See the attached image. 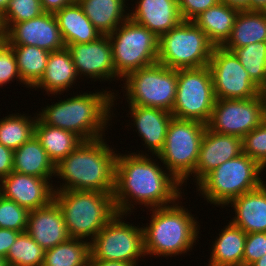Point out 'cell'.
I'll return each mask as SVG.
<instances>
[{
	"mask_svg": "<svg viewBox=\"0 0 266 266\" xmlns=\"http://www.w3.org/2000/svg\"><path fill=\"white\" fill-rule=\"evenodd\" d=\"M0 36H4V30L1 24V18H0Z\"/></svg>",
	"mask_w": 266,
	"mask_h": 266,
	"instance_id": "obj_52",
	"label": "cell"
},
{
	"mask_svg": "<svg viewBox=\"0 0 266 266\" xmlns=\"http://www.w3.org/2000/svg\"><path fill=\"white\" fill-rule=\"evenodd\" d=\"M131 118L139 137L144 141L148 152L158 155L163 149L168 126L173 118L171 112L158 108L129 105Z\"/></svg>",
	"mask_w": 266,
	"mask_h": 266,
	"instance_id": "obj_21",
	"label": "cell"
},
{
	"mask_svg": "<svg viewBox=\"0 0 266 266\" xmlns=\"http://www.w3.org/2000/svg\"><path fill=\"white\" fill-rule=\"evenodd\" d=\"M103 137L83 141L55 165V176L64 183L54 191H100L113 195L117 153Z\"/></svg>",
	"mask_w": 266,
	"mask_h": 266,
	"instance_id": "obj_2",
	"label": "cell"
},
{
	"mask_svg": "<svg viewBox=\"0 0 266 266\" xmlns=\"http://www.w3.org/2000/svg\"><path fill=\"white\" fill-rule=\"evenodd\" d=\"M55 17L66 46L90 43L102 35L87 18L76 0L57 11Z\"/></svg>",
	"mask_w": 266,
	"mask_h": 266,
	"instance_id": "obj_24",
	"label": "cell"
},
{
	"mask_svg": "<svg viewBox=\"0 0 266 266\" xmlns=\"http://www.w3.org/2000/svg\"><path fill=\"white\" fill-rule=\"evenodd\" d=\"M261 41L266 42V11L239 10L231 35L222 47L232 52Z\"/></svg>",
	"mask_w": 266,
	"mask_h": 266,
	"instance_id": "obj_27",
	"label": "cell"
},
{
	"mask_svg": "<svg viewBox=\"0 0 266 266\" xmlns=\"http://www.w3.org/2000/svg\"><path fill=\"white\" fill-rule=\"evenodd\" d=\"M214 45L193 21H182L158 37V63L171 69L208 66Z\"/></svg>",
	"mask_w": 266,
	"mask_h": 266,
	"instance_id": "obj_7",
	"label": "cell"
},
{
	"mask_svg": "<svg viewBox=\"0 0 266 266\" xmlns=\"http://www.w3.org/2000/svg\"><path fill=\"white\" fill-rule=\"evenodd\" d=\"M4 40L9 45H34L49 52L66 47L55 14L40 16L19 23H1Z\"/></svg>",
	"mask_w": 266,
	"mask_h": 266,
	"instance_id": "obj_15",
	"label": "cell"
},
{
	"mask_svg": "<svg viewBox=\"0 0 266 266\" xmlns=\"http://www.w3.org/2000/svg\"><path fill=\"white\" fill-rule=\"evenodd\" d=\"M235 217L230 222L246 234L266 232V184L231 200Z\"/></svg>",
	"mask_w": 266,
	"mask_h": 266,
	"instance_id": "obj_22",
	"label": "cell"
},
{
	"mask_svg": "<svg viewBox=\"0 0 266 266\" xmlns=\"http://www.w3.org/2000/svg\"><path fill=\"white\" fill-rule=\"evenodd\" d=\"M261 94L264 98V105H265V120H266V88L262 89Z\"/></svg>",
	"mask_w": 266,
	"mask_h": 266,
	"instance_id": "obj_50",
	"label": "cell"
},
{
	"mask_svg": "<svg viewBox=\"0 0 266 266\" xmlns=\"http://www.w3.org/2000/svg\"><path fill=\"white\" fill-rule=\"evenodd\" d=\"M26 232L44 250L71 238L62 212L54 200L44 207L29 211Z\"/></svg>",
	"mask_w": 266,
	"mask_h": 266,
	"instance_id": "obj_19",
	"label": "cell"
},
{
	"mask_svg": "<svg viewBox=\"0 0 266 266\" xmlns=\"http://www.w3.org/2000/svg\"><path fill=\"white\" fill-rule=\"evenodd\" d=\"M35 136L54 165L64 159L83 142L73 132L46 125L39 118H37L35 125Z\"/></svg>",
	"mask_w": 266,
	"mask_h": 266,
	"instance_id": "obj_30",
	"label": "cell"
},
{
	"mask_svg": "<svg viewBox=\"0 0 266 266\" xmlns=\"http://www.w3.org/2000/svg\"><path fill=\"white\" fill-rule=\"evenodd\" d=\"M76 1L82 7L87 18L102 35L111 34L129 18V13H125L126 8H128L125 5V0Z\"/></svg>",
	"mask_w": 266,
	"mask_h": 266,
	"instance_id": "obj_26",
	"label": "cell"
},
{
	"mask_svg": "<svg viewBox=\"0 0 266 266\" xmlns=\"http://www.w3.org/2000/svg\"><path fill=\"white\" fill-rule=\"evenodd\" d=\"M75 0H40L44 12L55 14L62 8L69 6Z\"/></svg>",
	"mask_w": 266,
	"mask_h": 266,
	"instance_id": "obj_44",
	"label": "cell"
},
{
	"mask_svg": "<svg viewBox=\"0 0 266 266\" xmlns=\"http://www.w3.org/2000/svg\"><path fill=\"white\" fill-rule=\"evenodd\" d=\"M89 266H136V264L119 261L90 260Z\"/></svg>",
	"mask_w": 266,
	"mask_h": 266,
	"instance_id": "obj_45",
	"label": "cell"
},
{
	"mask_svg": "<svg viewBox=\"0 0 266 266\" xmlns=\"http://www.w3.org/2000/svg\"><path fill=\"white\" fill-rule=\"evenodd\" d=\"M251 266H266V254L254 262Z\"/></svg>",
	"mask_w": 266,
	"mask_h": 266,
	"instance_id": "obj_48",
	"label": "cell"
},
{
	"mask_svg": "<svg viewBox=\"0 0 266 266\" xmlns=\"http://www.w3.org/2000/svg\"><path fill=\"white\" fill-rule=\"evenodd\" d=\"M13 171L39 178H52L55 175V165L34 135L14 150Z\"/></svg>",
	"mask_w": 266,
	"mask_h": 266,
	"instance_id": "obj_28",
	"label": "cell"
},
{
	"mask_svg": "<svg viewBox=\"0 0 266 266\" xmlns=\"http://www.w3.org/2000/svg\"><path fill=\"white\" fill-rule=\"evenodd\" d=\"M246 237L240 227L229 221L213 244L208 266H243Z\"/></svg>",
	"mask_w": 266,
	"mask_h": 266,
	"instance_id": "obj_29",
	"label": "cell"
},
{
	"mask_svg": "<svg viewBox=\"0 0 266 266\" xmlns=\"http://www.w3.org/2000/svg\"><path fill=\"white\" fill-rule=\"evenodd\" d=\"M0 266H8L6 259L2 256H0Z\"/></svg>",
	"mask_w": 266,
	"mask_h": 266,
	"instance_id": "obj_51",
	"label": "cell"
},
{
	"mask_svg": "<svg viewBox=\"0 0 266 266\" xmlns=\"http://www.w3.org/2000/svg\"><path fill=\"white\" fill-rule=\"evenodd\" d=\"M129 18L145 26L157 37L169 32L180 24L181 17L178 0H140Z\"/></svg>",
	"mask_w": 266,
	"mask_h": 266,
	"instance_id": "obj_20",
	"label": "cell"
},
{
	"mask_svg": "<svg viewBox=\"0 0 266 266\" xmlns=\"http://www.w3.org/2000/svg\"><path fill=\"white\" fill-rule=\"evenodd\" d=\"M172 204L152 208L149 226L143 228L144 252L147 255L176 256L193 249L198 238V222L184 206Z\"/></svg>",
	"mask_w": 266,
	"mask_h": 266,
	"instance_id": "obj_4",
	"label": "cell"
},
{
	"mask_svg": "<svg viewBox=\"0 0 266 266\" xmlns=\"http://www.w3.org/2000/svg\"><path fill=\"white\" fill-rule=\"evenodd\" d=\"M13 78L21 81L13 48L4 40L0 44V86L9 84Z\"/></svg>",
	"mask_w": 266,
	"mask_h": 266,
	"instance_id": "obj_39",
	"label": "cell"
},
{
	"mask_svg": "<svg viewBox=\"0 0 266 266\" xmlns=\"http://www.w3.org/2000/svg\"><path fill=\"white\" fill-rule=\"evenodd\" d=\"M263 170L255 160L241 153L208 173L198 183L197 189L207 202L222 207L258 188L264 182L259 175Z\"/></svg>",
	"mask_w": 266,
	"mask_h": 266,
	"instance_id": "obj_6",
	"label": "cell"
},
{
	"mask_svg": "<svg viewBox=\"0 0 266 266\" xmlns=\"http://www.w3.org/2000/svg\"><path fill=\"white\" fill-rule=\"evenodd\" d=\"M78 75L98 80L115 79L116 74L111 42L108 35H101L90 43L67 45Z\"/></svg>",
	"mask_w": 266,
	"mask_h": 266,
	"instance_id": "obj_16",
	"label": "cell"
},
{
	"mask_svg": "<svg viewBox=\"0 0 266 266\" xmlns=\"http://www.w3.org/2000/svg\"><path fill=\"white\" fill-rule=\"evenodd\" d=\"M216 98L211 72L202 68L177 69V91L172 116L177 119L209 122Z\"/></svg>",
	"mask_w": 266,
	"mask_h": 266,
	"instance_id": "obj_11",
	"label": "cell"
},
{
	"mask_svg": "<svg viewBox=\"0 0 266 266\" xmlns=\"http://www.w3.org/2000/svg\"><path fill=\"white\" fill-rule=\"evenodd\" d=\"M45 250L26 232L19 233L6 256L8 266H42Z\"/></svg>",
	"mask_w": 266,
	"mask_h": 266,
	"instance_id": "obj_35",
	"label": "cell"
},
{
	"mask_svg": "<svg viewBox=\"0 0 266 266\" xmlns=\"http://www.w3.org/2000/svg\"><path fill=\"white\" fill-rule=\"evenodd\" d=\"M208 67L216 99L254 98L262 91L237 56L223 47H214Z\"/></svg>",
	"mask_w": 266,
	"mask_h": 266,
	"instance_id": "obj_14",
	"label": "cell"
},
{
	"mask_svg": "<svg viewBox=\"0 0 266 266\" xmlns=\"http://www.w3.org/2000/svg\"><path fill=\"white\" fill-rule=\"evenodd\" d=\"M13 153L0 143V180L13 172Z\"/></svg>",
	"mask_w": 266,
	"mask_h": 266,
	"instance_id": "obj_42",
	"label": "cell"
},
{
	"mask_svg": "<svg viewBox=\"0 0 266 266\" xmlns=\"http://www.w3.org/2000/svg\"><path fill=\"white\" fill-rule=\"evenodd\" d=\"M49 180L13 171L0 180V195L32 211L53 200L55 191Z\"/></svg>",
	"mask_w": 266,
	"mask_h": 266,
	"instance_id": "obj_17",
	"label": "cell"
},
{
	"mask_svg": "<svg viewBox=\"0 0 266 266\" xmlns=\"http://www.w3.org/2000/svg\"><path fill=\"white\" fill-rule=\"evenodd\" d=\"M44 13L40 0H10L5 12L0 16L1 23H19Z\"/></svg>",
	"mask_w": 266,
	"mask_h": 266,
	"instance_id": "obj_37",
	"label": "cell"
},
{
	"mask_svg": "<svg viewBox=\"0 0 266 266\" xmlns=\"http://www.w3.org/2000/svg\"><path fill=\"white\" fill-rule=\"evenodd\" d=\"M124 83L129 105L172 112L177 91V69L155 63L129 73Z\"/></svg>",
	"mask_w": 266,
	"mask_h": 266,
	"instance_id": "obj_10",
	"label": "cell"
},
{
	"mask_svg": "<svg viewBox=\"0 0 266 266\" xmlns=\"http://www.w3.org/2000/svg\"><path fill=\"white\" fill-rule=\"evenodd\" d=\"M28 215L27 209L0 195V228L24 232L27 229Z\"/></svg>",
	"mask_w": 266,
	"mask_h": 266,
	"instance_id": "obj_36",
	"label": "cell"
},
{
	"mask_svg": "<svg viewBox=\"0 0 266 266\" xmlns=\"http://www.w3.org/2000/svg\"><path fill=\"white\" fill-rule=\"evenodd\" d=\"M231 7H235L239 10L250 11V0H220Z\"/></svg>",
	"mask_w": 266,
	"mask_h": 266,
	"instance_id": "obj_46",
	"label": "cell"
},
{
	"mask_svg": "<svg viewBox=\"0 0 266 266\" xmlns=\"http://www.w3.org/2000/svg\"><path fill=\"white\" fill-rule=\"evenodd\" d=\"M265 121L264 98L216 99L207 128L243 138Z\"/></svg>",
	"mask_w": 266,
	"mask_h": 266,
	"instance_id": "obj_13",
	"label": "cell"
},
{
	"mask_svg": "<svg viewBox=\"0 0 266 266\" xmlns=\"http://www.w3.org/2000/svg\"><path fill=\"white\" fill-rule=\"evenodd\" d=\"M146 155L117 154L113 191L117 213L133 212V202L157 208L172 205L181 197L182 184Z\"/></svg>",
	"mask_w": 266,
	"mask_h": 266,
	"instance_id": "obj_1",
	"label": "cell"
},
{
	"mask_svg": "<svg viewBox=\"0 0 266 266\" xmlns=\"http://www.w3.org/2000/svg\"><path fill=\"white\" fill-rule=\"evenodd\" d=\"M220 0H178V7L183 21H193L208 8L215 6Z\"/></svg>",
	"mask_w": 266,
	"mask_h": 266,
	"instance_id": "obj_41",
	"label": "cell"
},
{
	"mask_svg": "<svg viewBox=\"0 0 266 266\" xmlns=\"http://www.w3.org/2000/svg\"><path fill=\"white\" fill-rule=\"evenodd\" d=\"M4 118L0 119V143L5 147L14 151L35 135L38 117L11 114Z\"/></svg>",
	"mask_w": 266,
	"mask_h": 266,
	"instance_id": "obj_33",
	"label": "cell"
},
{
	"mask_svg": "<svg viewBox=\"0 0 266 266\" xmlns=\"http://www.w3.org/2000/svg\"><path fill=\"white\" fill-rule=\"evenodd\" d=\"M10 46L14 50L21 81L26 87H33L46 69L50 52L34 45Z\"/></svg>",
	"mask_w": 266,
	"mask_h": 266,
	"instance_id": "obj_31",
	"label": "cell"
},
{
	"mask_svg": "<svg viewBox=\"0 0 266 266\" xmlns=\"http://www.w3.org/2000/svg\"><path fill=\"white\" fill-rule=\"evenodd\" d=\"M90 242L70 238L45 250L42 266H89Z\"/></svg>",
	"mask_w": 266,
	"mask_h": 266,
	"instance_id": "obj_32",
	"label": "cell"
},
{
	"mask_svg": "<svg viewBox=\"0 0 266 266\" xmlns=\"http://www.w3.org/2000/svg\"><path fill=\"white\" fill-rule=\"evenodd\" d=\"M238 12L239 9L220 1L198 15L193 22L215 47H222L231 35Z\"/></svg>",
	"mask_w": 266,
	"mask_h": 266,
	"instance_id": "obj_25",
	"label": "cell"
},
{
	"mask_svg": "<svg viewBox=\"0 0 266 266\" xmlns=\"http://www.w3.org/2000/svg\"><path fill=\"white\" fill-rule=\"evenodd\" d=\"M249 73L250 78L261 88H266V42H256L232 51Z\"/></svg>",
	"mask_w": 266,
	"mask_h": 266,
	"instance_id": "obj_34",
	"label": "cell"
},
{
	"mask_svg": "<svg viewBox=\"0 0 266 266\" xmlns=\"http://www.w3.org/2000/svg\"><path fill=\"white\" fill-rule=\"evenodd\" d=\"M19 233V231L0 228V256L6 258Z\"/></svg>",
	"mask_w": 266,
	"mask_h": 266,
	"instance_id": "obj_43",
	"label": "cell"
},
{
	"mask_svg": "<svg viewBox=\"0 0 266 266\" xmlns=\"http://www.w3.org/2000/svg\"><path fill=\"white\" fill-rule=\"evenodd\" d=\"M110 92H89L60 100L44 107L37 117L46 125L73 132L83 141L101 138L116 100L115 93Z\"/></svg>",
	"mask_w": 266,
	"mask_h": 266,
	"instance_id": "obj_3",
	"label": "cell"
},
{
	"mask_svg": "<svg viewBox=\"0 0 266 266\" xmlns=\"http://www.w3.org/2000/svg\"><path fill=\"white\" fill-rule=\"evenodd\" d=\"M4 41V36H0V44Z\"/></svg>",
	"mask_w": 266,
	"mask_h": 266,
	"instance_id": "obj_53",
	"label": "cell"
},
{
	"mask_svg": "<svg viewBox=\"0 0 266 266\" xmlns=\"http://www.w3.org/2000/svg\"><path fill=\"white\" fill-rule=\"evenodd\" d=\"M78 73L66 47L50 52L46 69L32 88H43L48 94H61L75 83Z\"/></svg>",
	"mask_w": 266,
	"mask_h": 266,
	"instance_id": "obj_23",
	"label": "cell"
},
{
	"mask_svg": "<svg viewBox=\"0 0 266 266\" xmlns=\"http://www.w3.org/2000/svg\"><path fill=\"white\" fill-rule=\"evenodd\" d=\"M250 11H266V0H250Z\"/></svg>",
	"mask_w": 266,
	"mask_h": 266,
	"instance_id": "obj_47",
	"label": "cell"
},
{
	"mask_svg": "<svg viewBox=\"0 0 266 266\" xmlns=\"http://www.w3.org/2000/svg\"><path fill=\"white\" fill-rule=\"evenodd\" d=\"M10 0H0V16L5 12Z\"/></svg>",
	"mask_w": 266,
	"mask_h": 266,
	"instance_id": "obj_49",
	"label": "cell"
},
{
	"mask_svg": "<svg viewBox=\"0 0 266 266\" xmlns=\"http://www.w3.org/2000/svg\"><path fill=\"white\" fill-rule=\"evenodd\" d=\"M71 238L91 240L117 214L113 195L100 191H55Z\"/></svg>",
	"mask_w": 266,
	"mask_h": 266,
	"instance_id": "obj_5",
	"label": "cell"
},
{
	"mask_svg": "<svg viewBox=\"0 0 266 266\" xmlns=\"http://www.w3.org/2000/svg\"><path fill=\"white\" fill-rule=\"evenodd\" d=\"M123 217L124 214L117 213L90 241V260L119 261L138 265V257L146 256L143 228L124 223L125 221L121 220Z\"/></svg>",
	"mask_w": 266,
	"mask_h": 266,
	"instance_id": "obj_12",
	"label": "cell"
},
{
	"mask_svg": "<svg viewBox=\"0 0 266 266\" xmlns=\"http://www.w3.org/2000/svg\"><path fill=\"white\" fill-rule=\"evenodd\" d=\"M116 74L125 77L158 62V37L130 18L108 35Z\"/></svg>",
	"mask_w": 266,
	"mask_h": 266,
	"instance_id": "obj_8",
	"label": "cell"
},
{
	"mask_svg": "<svg viewBox=\"0 0 266 266\" xmlns=\"http://www.w3.org/2000/svg\"><path fill=\"white\" fill-rule=\"evenodd\" d=\"M266 254V232L248 233L245 241L243 266H251Z\"/></svg>",
	"mask_w": 266,
	"mask_h": 266,
	"instance_id": "obj_40",
	"label": "cell"
},
{
	"mask_svg": "<svg viewBox=\"0 0 266 266\" xmlns=\"http://www.w3.org/2000/svg\"><path fill=\"white\" fill-rule=\"evenodd\" d=\"M243 153L266 167V120L242 138Z\"/></svg>",
	"mask_w": 266,
	"mask_h": 266,
	"instance_id": "obj_38",
	"label": "cell"
},
{
	"mask_svg": "<svg viewBox=\"0 0 266 266\" xmlns=\"http://www.w3.org/2000/svg\"><path fill=\"white\" fill-rule=\"evenodd\" d=\"M243 153L242 138L220 134L206 128L200 145L198 162L193 173L198 184L208 173L224 162Z\"/></svg>",
	"mask_w": 266,
	"mask_h": 266,
	"instance_id": "obj_18",
	"label": "cell"
},
{
	"mask_svg": "<svg viewBox=\"0 0 266 266\" xmlns=\"http://www.w3.org/2000/svg\"><path fill=\"white\" fill-rule=\"evenodd\" d=\"M206 124L172 118L163 149L157 155L168 172L182 185L195 172Z\"/></svg>",
	"mask_w": 266,
	"mask_h": 266,
	"instance_id": "obj_9",
	"label": "cell"
}]
</instances>
